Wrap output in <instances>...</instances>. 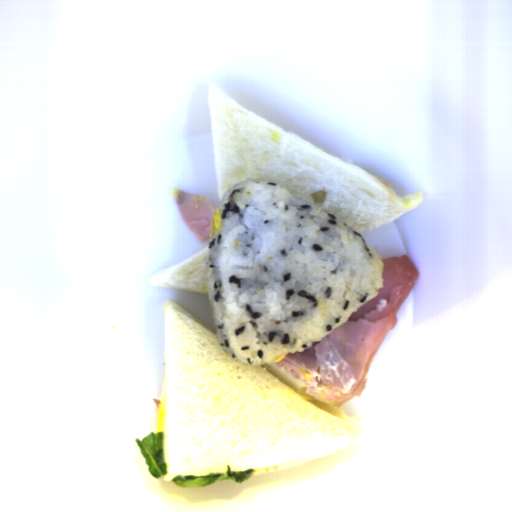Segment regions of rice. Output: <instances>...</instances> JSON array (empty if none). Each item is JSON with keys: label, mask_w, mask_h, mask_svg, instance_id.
Returning <instances> with one entry per match:
<instances>
[{"label": "rice", "mask_w": 512, "mask_h": 512, "mask_svg": "<svg viewBox=\"0 0 512 512\" xmlns=\"http://www.w3.org/2000/svg\"><path fill=\"white\" fill-rule=\"evenodd\" d=\"M207 247L219 346L249 365L303 352L384 288L383 259L335 216L269 182H237Z\"/></svg>", "instance_id": "652b925c"}]
</instances>
